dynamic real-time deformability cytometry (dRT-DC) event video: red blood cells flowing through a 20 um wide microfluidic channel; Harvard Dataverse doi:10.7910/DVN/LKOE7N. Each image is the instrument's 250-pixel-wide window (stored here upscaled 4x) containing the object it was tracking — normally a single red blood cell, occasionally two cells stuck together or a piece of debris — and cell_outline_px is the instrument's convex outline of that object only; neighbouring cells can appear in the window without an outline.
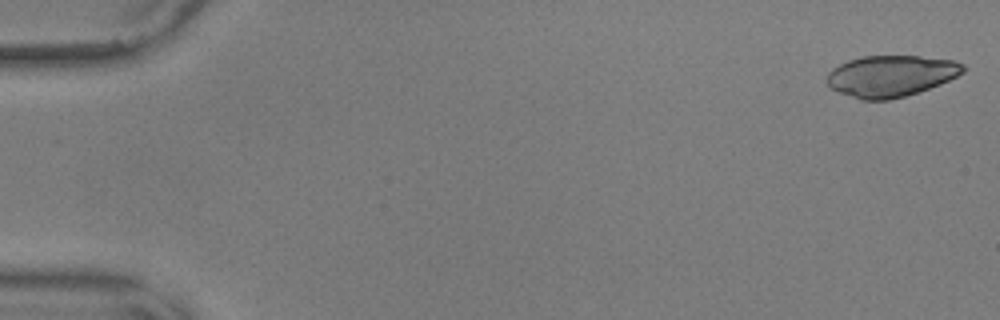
{"species": "common noctule bat (a hibernating species)", "species_latin": "Nyctalus noctula", "temperature_condition": "warm", "stored_images_in_passage": 55, "camera_frame_rate_fps": 3000, "um_per_image_px": 0.085, "animal": {"sex": "male", "body_mass_g": 17.9, "forearm_length_mm": 54.2}, "frame": {"image": 1, "passage_image": 1, "time_ms": 0.0, "image_size_px": [1000, 320], "cell_outline_px": [[964, 72], [940, 84], [904, 96], [888, 100], [860, 100], [840, 92], [832, 88], [824, 80], [828, 72], [832, 68], [848, 60], [864, 56], [920, 56], [952, 60], [964, 64]], "centroid_in_image_um": [75.69, 6.45], "position_along_channel_um": 9.3, "area_um2": 32.66}}